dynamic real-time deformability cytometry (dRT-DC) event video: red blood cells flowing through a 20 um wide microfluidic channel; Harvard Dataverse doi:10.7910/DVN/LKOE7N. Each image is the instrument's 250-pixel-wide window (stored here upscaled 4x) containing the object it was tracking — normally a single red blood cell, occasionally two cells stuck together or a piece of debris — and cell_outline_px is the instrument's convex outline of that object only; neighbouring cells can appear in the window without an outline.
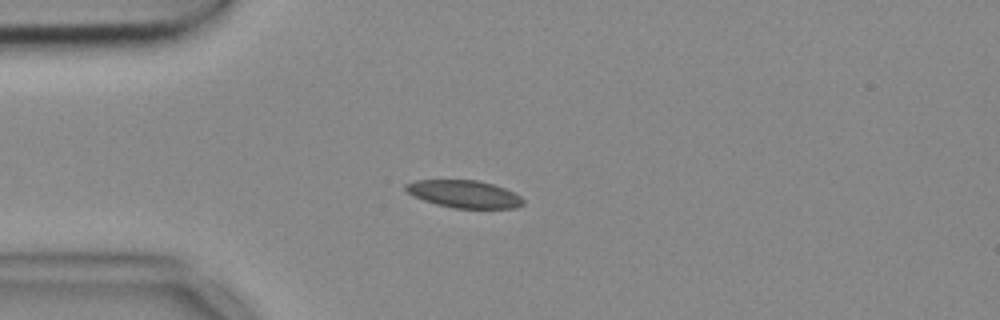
{"species": "common noctule bat (a hibernating species)", "species_latin": "Nyctalus noctula", "temperature_condition": "cold", "stored_images_in_passage": 3, "camera_frame_rate_fps": 3000, "um_per_image_px": 0.085, "animal": {"sex": "female", "body_mass_g": 18.4}, "frame": {"image": 1, "passage_image": 3, "time_ms": 0.667, "image_size_px": [1000, 320], "cell_outline_px": [[524, 204], [516, 208], [452, 208], [436, 204], [424, 200], [408, 192], [404, 188], [404, 184], [416, 180], [476, 180], [492, 184], [504, 188], [520, 196], [524, 200]], "centroid_in_image_um": [39.45, 16.49], "position_along_channel_um": 45.5, "area_um2": 18.67}}